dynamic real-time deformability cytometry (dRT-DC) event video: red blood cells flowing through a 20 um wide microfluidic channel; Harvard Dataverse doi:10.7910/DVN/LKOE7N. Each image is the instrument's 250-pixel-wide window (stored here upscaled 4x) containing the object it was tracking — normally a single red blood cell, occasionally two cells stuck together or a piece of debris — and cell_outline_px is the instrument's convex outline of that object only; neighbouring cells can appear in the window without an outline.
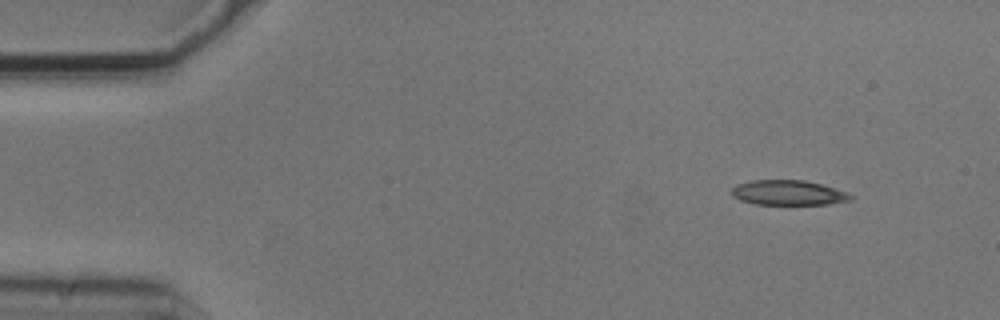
{"species": "common noctule bat (a hibernating species)", "species_latin": "Nyctalus noctula", "temperature_condition": "cold", "stored_images_in_passage": 5, "segment_of_instrument_passage": [2, 2], "camera_frame_rate_fps": 3000, "um_per_image_px": 0.085, "animal": {"sex": "male", "body_mass_g": 20.5, "forearm_length_mm": 52.5}, "frame": {"image": 1, "passage_image": 5, "time_ms": 1.333, "image_size_px": [1000, 320], "cell_outline_px": [[856, 196], [852, 200], [828, 204], [756, 204], [740, 200], [732, 196], [732, 188], [736, 184], [752, 180], [804, 180], [820, 184], [848, 192]], "centroid_in_image_um": [67.03, 16.38], "position_along_channel_um": 18.0, "area_um2": 17.34}}